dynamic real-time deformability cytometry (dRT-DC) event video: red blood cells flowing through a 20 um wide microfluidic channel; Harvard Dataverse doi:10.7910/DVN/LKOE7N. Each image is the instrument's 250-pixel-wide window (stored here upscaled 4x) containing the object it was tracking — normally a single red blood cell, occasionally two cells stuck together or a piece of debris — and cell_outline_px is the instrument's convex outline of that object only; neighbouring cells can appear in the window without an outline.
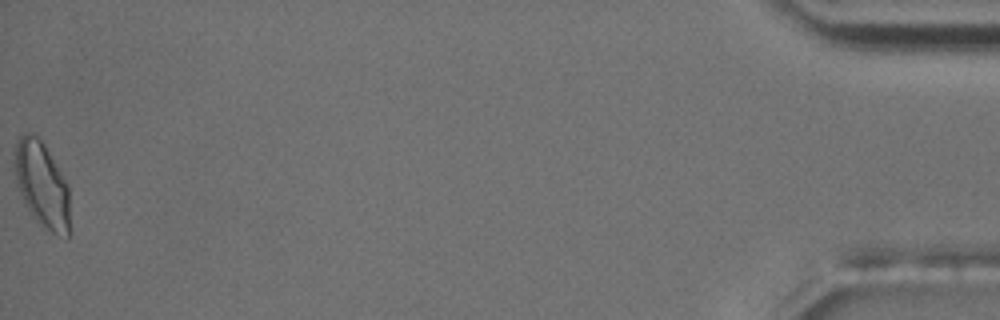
{"species": "common noctule bat (a hibernating species)", "species_latin": "Nyctalus noctula", "temperature_condition": "room temperature", "stored_images_in_passage": 57, "camera_frame_rate_fps": 3000, "um_per_image_px": 0.085, "animal": {"sex": "male", "body_mass_g": 17.5, "forearm_length_mm": 52.3}, "frame": {"image": 1, "passage_image": 57, "time_ms": 18.667, "image_size_px": [1000, 320], "cell_outline_px": [[68, 240], [52, 232], [40, 224], [36, 220], [24, 204], [12, 164], [16, 140], [20, 132], [32, 132], [40, 136], [68, 184]], "centroid_in_image_um": [3.52, 15.6], "position_along_channel_um": 431.7, "area_um2": 27.92}, "authors_computed_cell_mechanics": {"area_um2": 21.675, "velocity_mm_per_s": 3.6095, "shape_relaxation_time_tau1_ms": 9.5667, "shape_relaxation_time_tau2_ms": 1.5586, "deformation_change_tau1": 0.1801, "deformation_change_tau2": 0.0816}}